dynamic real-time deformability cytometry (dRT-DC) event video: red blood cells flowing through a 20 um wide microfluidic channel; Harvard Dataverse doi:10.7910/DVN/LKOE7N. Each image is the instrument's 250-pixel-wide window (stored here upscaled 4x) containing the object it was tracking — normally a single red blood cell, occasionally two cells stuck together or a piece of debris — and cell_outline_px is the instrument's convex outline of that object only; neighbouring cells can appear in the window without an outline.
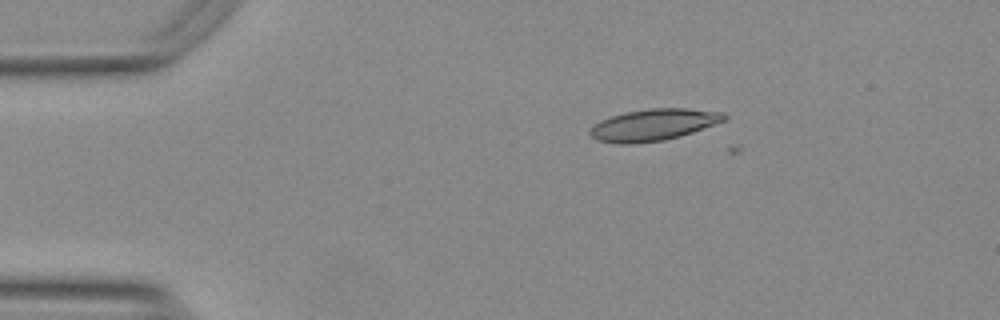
{"species": "Egyptian fruit bat (a non-hibernating species)", "species_latin": "Rousettus aegyptiacus", "temperature_condition": "warm", "stored_images_in_passage": 5, "camera_frame_rate_fps": 3000, "um_per_image_px": 0.085, "animal": {"sex": "female"}, "frame": {"image": 1, "passage_image": 4, "time_ms": 1.0, "image_size_px": [1000, 320], "cell_outline_px": [[728, 116], [724, 120], [716, 124], [680, 136], [664, 140], [632, 144], [620, 144], [596, 140], [588, 132], [600, 120], [624, 112], [652, 108], [688, 108], [724, 112]], "centroid_in_image_um": [55.57, 10.6], "position_along_channel_um": 29.4, "area_um2": 24.74}}